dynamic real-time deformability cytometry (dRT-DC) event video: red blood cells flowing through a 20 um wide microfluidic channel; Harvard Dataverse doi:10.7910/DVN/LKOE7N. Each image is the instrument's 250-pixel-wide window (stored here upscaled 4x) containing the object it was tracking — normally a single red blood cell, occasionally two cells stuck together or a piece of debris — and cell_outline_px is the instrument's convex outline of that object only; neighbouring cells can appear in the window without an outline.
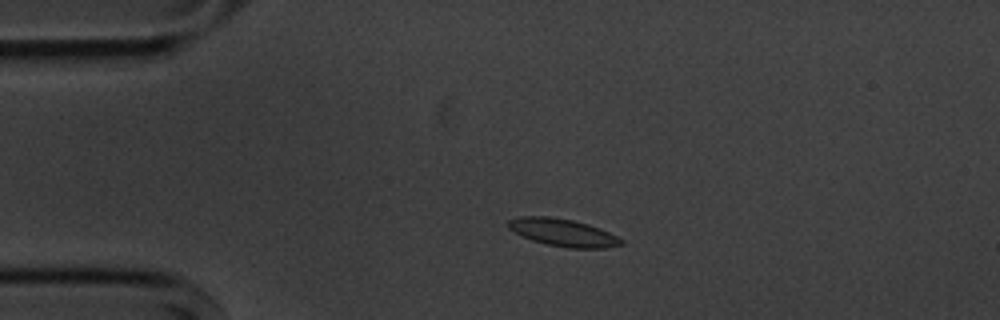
{"species": "common noctule bat (a hibernating species)", "species_latin": "Nyctalus noctula", "temperature_condition": "cold", "stored_images_in_passage": 5, "camera_frame_rate_fps": 3000, "um_per_image_px": 0.085, "animal": {"sex": "male", "body_mass_g": 20.1, "forearm_length_mm": 53.5}, "frame": {"image": 1, "passage_image": 3, "time_ms": 2.333, "image_size_px": [1000, 320], "cell_outline_px": [[624, 244], [604, 248], [568, 248], [548, 244], [532, 240], [508, 228], [508, 220], [520, 216], [548, 216], [572, 220], [588, 224], [608, 232], [624, 240]], "centroid_in_image_um": [47.86, 19.76], "position_along_channel_um": 37.1, "area_um2": 17.86}}
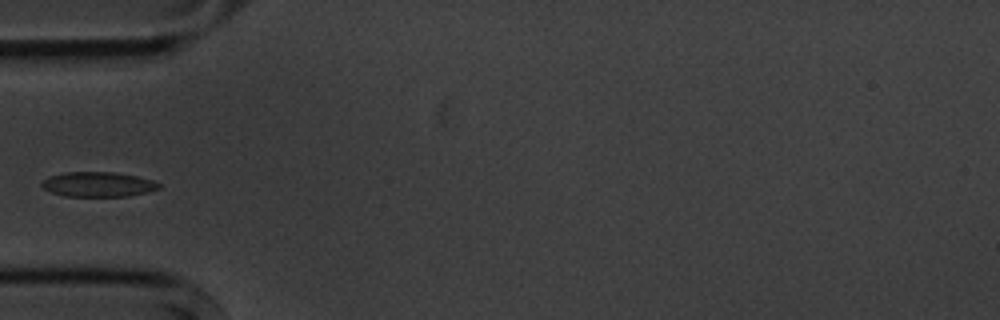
{"frame": {"image": 2, "passage_image": 5, "time_ms": 4.333, "image_size_px": [1000, 320], "cell_outline_px": [[160, 188], [148, 192], [128, 196], [64, 196], [52, 192], [44, 188], [40, 184], [48, 176], [64, 172], [116, 172], [136, 176], [152, 180], [160, 184]], "centroid_in_image_um": [8.33, 15.66], "position_along_channel_um": 76.7, "area_um2": 16.94}}